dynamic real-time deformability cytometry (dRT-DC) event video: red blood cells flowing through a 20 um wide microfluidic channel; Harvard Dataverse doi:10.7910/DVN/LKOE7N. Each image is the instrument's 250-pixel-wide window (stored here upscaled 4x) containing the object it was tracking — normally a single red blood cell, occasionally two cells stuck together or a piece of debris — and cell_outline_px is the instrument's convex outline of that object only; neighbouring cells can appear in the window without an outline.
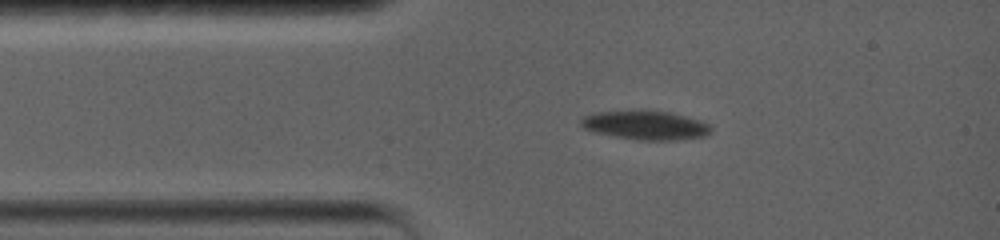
{"species": "common noctule bat (a hibernating species)", "species_latin": "Nyctalus noctula", "temperature_condition": "warm", "stored_images_in_passage": 35, "camera_frame_rate_fps": 5000, "um_per_image_px": 0.085, "animal": {"sex": "female", "body_mass_g": 19.0, "forearm_length_mm": 56.7}, "frame": {"image": 1, "passage_image": 1, "time_ms": 0.0, "image_size_px": [1000, 240], "cell_outline_px": [[712, 132], [704, 136], [680, 140], [636, 140], [596, 132], [584, 128], [580, 124], [580, 120], [584, 116], [592, 112], [640, 108], [672, 112], [704, 120], [712, 128]], "centroid_in_image_um": [54.9, 10.6], "position_along_channel_um": 30.1, "area_um2": 22.83}}
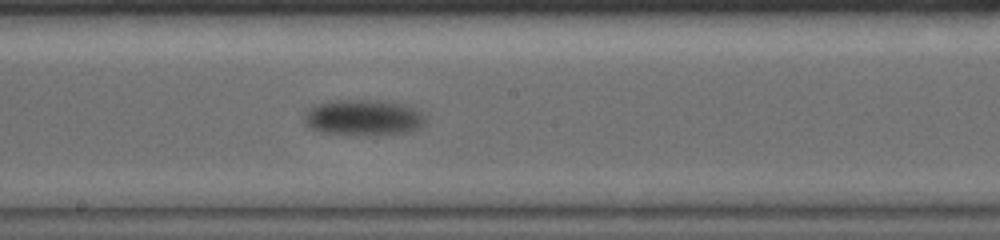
{"frame": {"image": 2, "passage_image": 16, "time_ms": 6.6, "image_size_px": [1000, 240], "cell_outline_px": [[428, 120], [420, 128], [408, 132], [364, 136], [320, 132], [308, 128], [304, 120], [304, 116], [316, 104], [336, 100], [376, 100], [404, 104], [420, 112]], "centroid_in_image_um": [30.9, 10.01], "position_along_channel_um": 217.3, "area_um2": 25.49}}
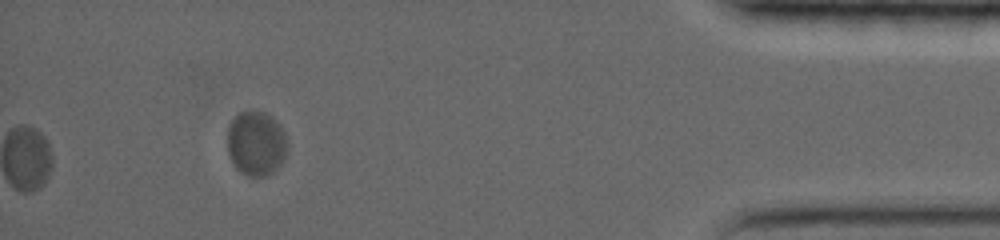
{"frame": {"image": 3, "passage_image": 35, "time_ms": 15.0, "image_size_px": [1000, 240], "cell_outline_px": [[288, 148], [280, 164], [268, 176], [248, 176], [240, 172], [236, 168], [228, 152], [228, 128], [232, 120], [240, 112], [252, 108], [264, 112], [272, 116], [280, 124], [284, 132], [288, 144]], "centroid_in_image_um": [21.78, 12.15], "position_along_channel_um": 413.4, "area_um2": 22.83}, "authors_computed_cell_mechanics": {"area_um2": 23.698, "velocity_mm_per_s": 3.1116, "shape_relaxation_time_tau1_ms": 1.8648, "shape_relaxation_time_tau2_ms": null, "deformation_change_tau1": 0.0793, "deformation_change_tau2": null}}